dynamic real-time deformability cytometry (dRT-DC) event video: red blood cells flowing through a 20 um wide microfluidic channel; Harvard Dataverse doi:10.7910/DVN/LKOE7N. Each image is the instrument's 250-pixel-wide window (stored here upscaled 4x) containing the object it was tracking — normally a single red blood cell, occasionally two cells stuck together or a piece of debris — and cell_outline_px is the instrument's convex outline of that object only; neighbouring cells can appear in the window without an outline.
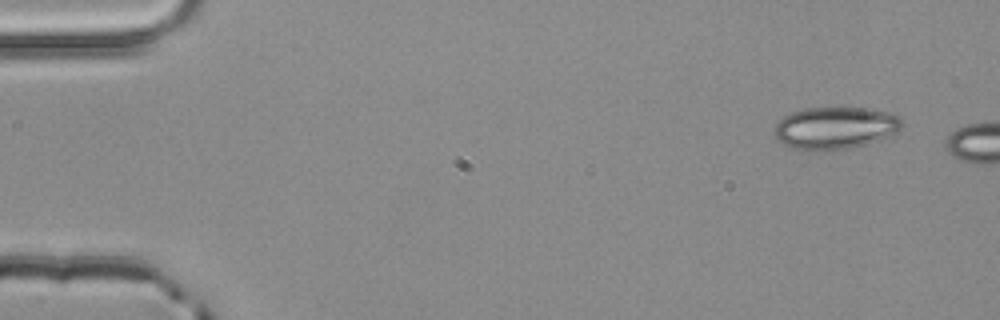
{"species": "common noctule bat (a hibernating species)", "species_latin": "Nyctalus noctula", "temperature_condition": "room temperature", "stored_images_in_passage": 4, "camera_frame_rate_fps": 3000, "um_per_image_px": 0.085, "animal": {"sex": "male", "body_mass_g": 20.4}, "frame": {"image": 1, "passage_image": 1, "time_ms": 0.0, "image_size_px": [1000, 320], "cell_outline_px": [[904, 124], [896, 132], [864, 144], [848, 148], [812, 152], [808, 152], [788, 148], [776, 136], [772, 128], [784, 116], [792, 112], [804, 108], [868, 108], [888, 112], [900, 116]], "centroid_in_image_um": [70.94, 10.88], "position_along_channel_um": 14.1, "area_um2": 31.5}}